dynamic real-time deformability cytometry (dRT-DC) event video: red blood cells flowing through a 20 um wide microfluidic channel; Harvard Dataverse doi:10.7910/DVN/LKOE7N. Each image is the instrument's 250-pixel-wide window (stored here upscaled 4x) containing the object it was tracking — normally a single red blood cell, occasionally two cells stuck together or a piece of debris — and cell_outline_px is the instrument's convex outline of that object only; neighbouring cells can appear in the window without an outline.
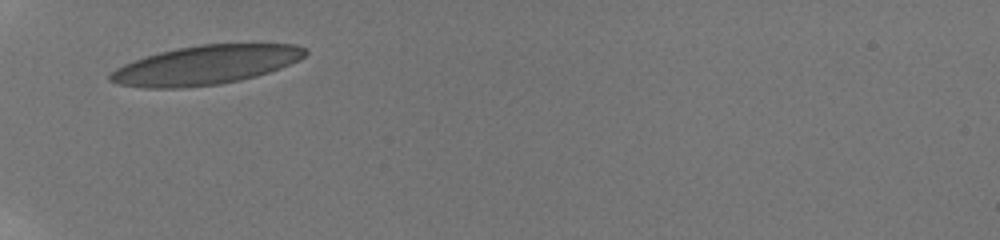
{"species": "human", "species_latin": "Homo sapiens", "temperature_condition": "room temperature", "stored_images_in_passage": 9, "camera_frame_rate_fps": 3000, "um_per_image_px": 0.085, "donor": {"sex": "male"}, "frame": {"image": 1, "passage_image": 1, "time_ms": 0.0, "image_size_px": [1000, 240], "cell_outline_px": [[308, 52], [300, 60], [280, 68], [256, 76], [240, 80], [220, 84], [184, 88], [144, 88], [120, 84], [108, 80], [108, 76], [116, 68], [124, 64], [144, 56], [176, 48], [200, 44], [296, 44], [304, 48]], "centroid_in_image_um": [17.47, 5.53], "position_along_channel_um": 67.5, "area_um2": 44.39}}
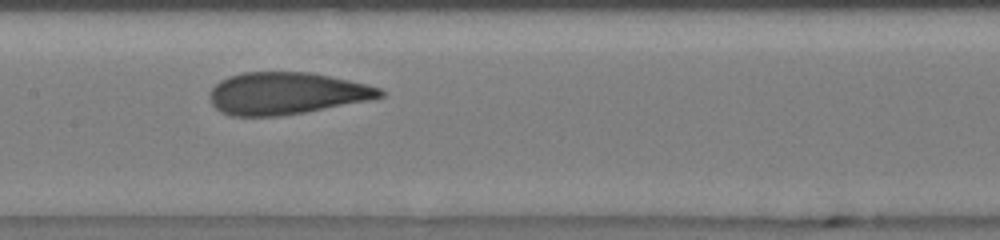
{"frame": {"image": 2, "passage_image": 6, "time_ms": 3.333, "image_size_px": [1000, 240], "cell_outline_px": [[384, 96], [368, 100], [308, 112], [276, 116], [232, 116], [220, 112], [212, 104], [208, 96], [212, 88], [220, 80], [228, 76], [244, 72], [308, 72], [368, 84], [380, 88], [384, 92]], "centroid_in_image_um": [24.31, 7.94], "position_along_channel_um": 183.1, "area_um2": 41.79}}
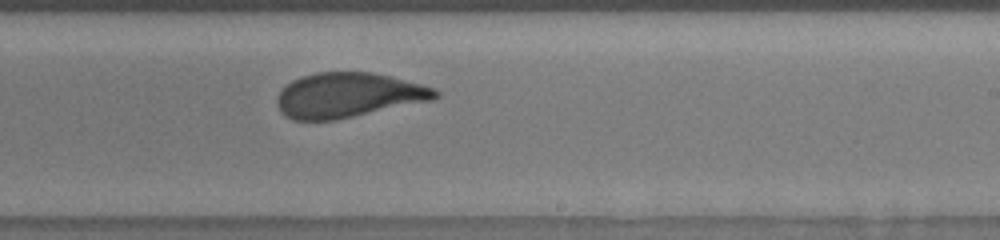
{"frame": {"image": 3, "passage_image": 9, "time_ms": 5.333, "image_size_px": [1000, 240], "cell_outline_px": [[440, 96], [432, 100], [336, 120], [292, 120], [284, 116], [280, 112], [276, 104], [276, 100], [280, 92], [292, 80], [316, 72], [372, 72], [436, 88], [440, 92]], "centroid_in_image_um": [29.59, 8.1], "position_along_channel_um": 259.4, "area_um2": 41.21}}